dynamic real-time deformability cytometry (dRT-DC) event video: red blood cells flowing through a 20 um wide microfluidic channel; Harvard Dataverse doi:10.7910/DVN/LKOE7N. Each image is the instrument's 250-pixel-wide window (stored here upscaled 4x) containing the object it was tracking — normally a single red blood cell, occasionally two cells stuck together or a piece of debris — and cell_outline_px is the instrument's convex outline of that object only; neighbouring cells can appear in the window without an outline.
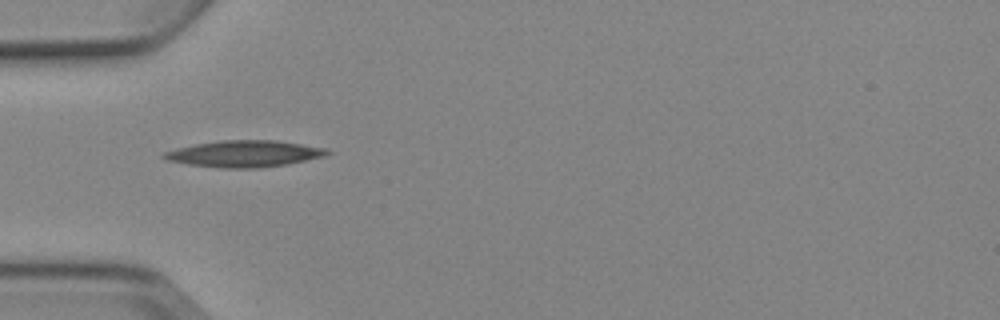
{"species": "Egyptian fruit bat (a non-hibernating species)", "species_latin": "Rousettus aegyptiacus", "temperature_condition": "cold", "stored_images_in_passage": 5, "camera_frame_rate_fps": 3000, "um_per_image_px": 0.085, "animal": {"sex": "female"}, "frame": {"image": 1, "passage_image": 3, "time_ms": 2.333, "image_size_px": [1000, 320], "cell_outline_px": [[332, 152], [324, 156], [288, 164], [260, 168], [220, 168], [188, 164], [168, 160], [160, 156], [164, 152], [176, 148], [196, 144], [220, 140], [276, 140], [328, 148]], "centroid_in_image_um": [20.79, 13.07], "position_along_channel_um": 64.2, "area_um2": 25.32}}
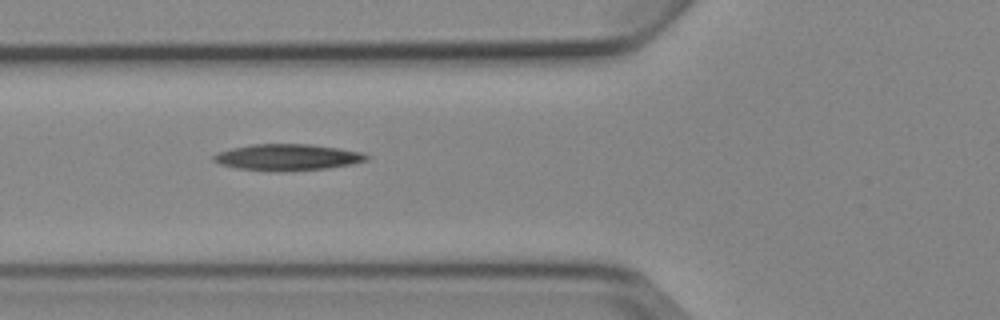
{"frame": {"image": 2, "passage_image": 4, "time_ms": 3.333, "image_size_px": [1000, 320], "cell_outline_px": [[372, 156], [368, 160], [352, 164], [328, 168], [240, 168], [220, 164], [212, 160], [212, 156], [220, 152], [232, 148], [252, 144], [312, 144], [340, 148], [364, 152]], "centroid_in_image_um": [24.55, 13.3], "position_along_channel_um": 101.3, "area_um2": 22.37}}
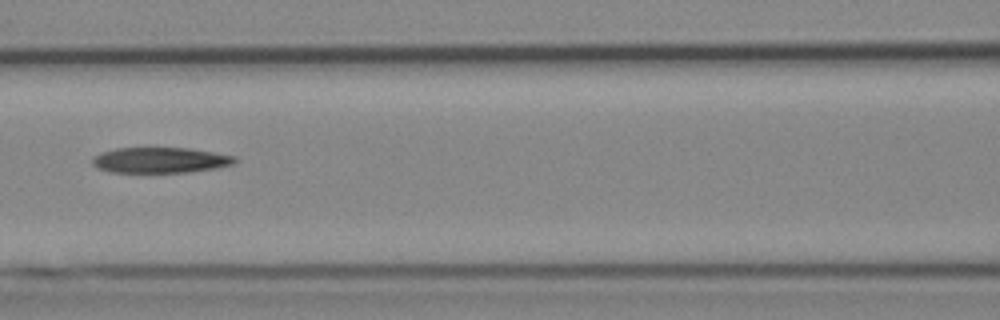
{"frame": {"image": 3, "passage_image": 5, "time_ms": 4.667, "image_size_px": [1000, 320], "cell_outline_px": [[240, 160], [236, 164], [216, 168], [188, 172], [108, 172], [96, 168], [92, 164], [92, 156], [116, 148], [188, 148], [236, 156]], "centroid_in_image_um": [13.65, 13.62], "position_along_channel_um": 153.0, "area_um2": 21.39}}